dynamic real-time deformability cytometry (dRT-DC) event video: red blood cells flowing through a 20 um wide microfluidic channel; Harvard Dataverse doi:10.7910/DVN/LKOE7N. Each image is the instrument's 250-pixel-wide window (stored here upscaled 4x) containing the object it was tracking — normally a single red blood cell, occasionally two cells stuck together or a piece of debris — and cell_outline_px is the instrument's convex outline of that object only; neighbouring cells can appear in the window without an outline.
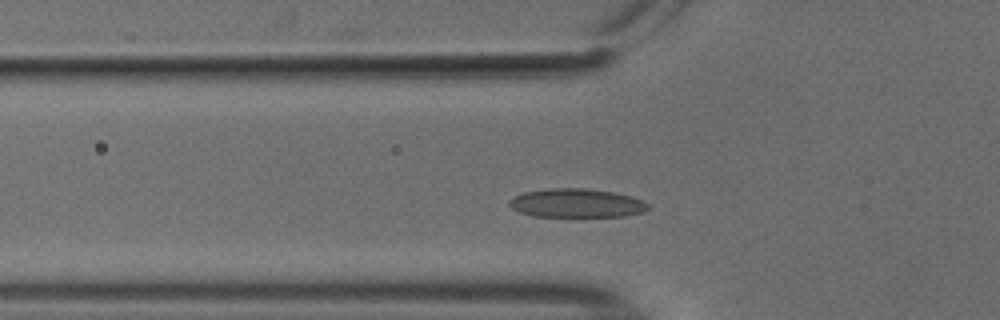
{"species": "common noctule bat (a hibernating species)", "species_latin": "Nyctalus noctula", "temperature_condition": "cold", "stored_images_in_passage": 47, "segment_of_instrument_passage": [1, 2], "camera_frame_rate_fps": 3000, "um_per_image_px": 0.085, "animal": {"sex": "male", "body_mass_g": 18.8}, "frame": {"image": 1, "passage_image": 10, "time_ms": 3.0, "image_size_px": [1000, 320], "cell_outline_px": [[648, 208], [644, 212], [624, 216], [532, 216], [520, 212], [512, 208], [508, 204], [508, 200], [524, 192], [548, 188], [584, 188], [612, 192], [628, 196], [640, 200], [648, 204]], "centroid_in_image_um": [48.96, 17.26], "position_along_channel_um": 76.8, "area_um2": 23.0}}
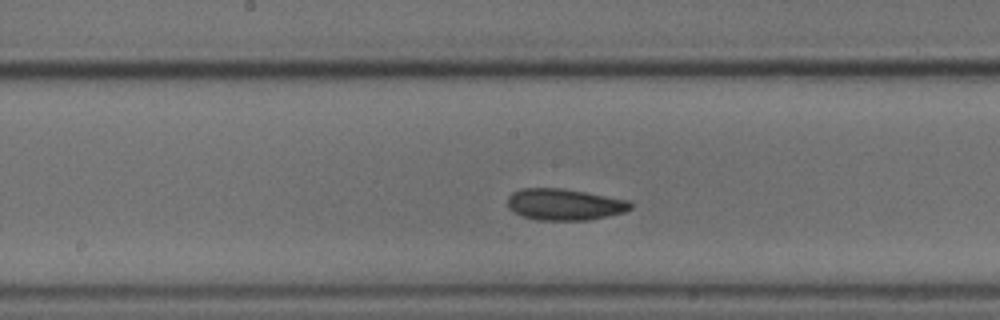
{"frame": {"image": 2, "passage_image": 20, "time_ms": 6.333, "image_size_px": [1000, 320], "cell_outline_px": [[632, 208], [624, 212], [608, 216], [588, 220], [536, 220], [512, 212], [508, 208], [508, 196], [512, 192], [520, 188], [560, 188], [584, 192], [628, 200], [632, 204]], "centroid_in_image_um": [47.95, 17.38], "position_along_channel_um": 200.3, "area_um2": 22.54}}
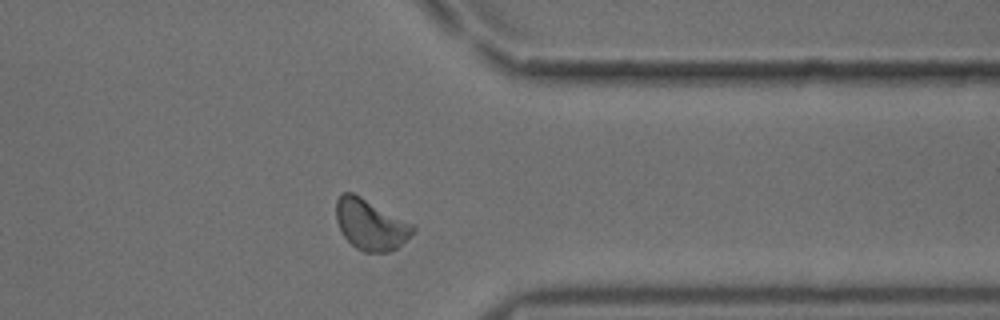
{"frame": {"image": 3, "passage_image": 35, "time_ms": 11.333, "image_size_px": [1000, 320], "cell_outline_px": [[416, 232], [396, 248], [388, 252], [364, 252], [356, 248], [344, 236], [336, 220], [336, 200], [344, 192], [352, 192], [416, 224]], "centroid_in_image_um": [31.55, 19.08], "position_along_channel_um": 379.9, "area_um2": 22.83}}